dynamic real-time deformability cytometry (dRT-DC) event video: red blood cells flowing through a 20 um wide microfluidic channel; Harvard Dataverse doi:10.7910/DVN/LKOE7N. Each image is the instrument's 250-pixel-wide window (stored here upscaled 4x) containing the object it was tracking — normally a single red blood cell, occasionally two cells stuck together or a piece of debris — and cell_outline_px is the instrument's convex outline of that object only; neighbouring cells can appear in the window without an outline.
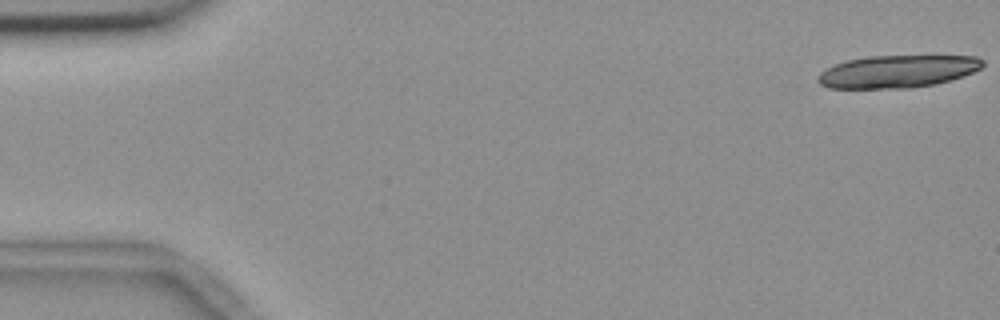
{"species": "common noctule bat (a hibernating species)", "species_latin": "Nyctalus noctula", "temperature_condition": "room temperature", "stored_images_in_passage": 21, "camera_frame_rate_fps": 3000, "um_per_image_px": 0.085, "animal": {"sex": "female", "body_mass_g": 18.4}, "frame": {"image": 1, "passage_image": 1, "time_ms": 0.0, "image_size_px": [1000, 320], "cell_outline_px": [[984, 64], [980, 68], [972, 72], [936, 84], [908, 88], [828, 88], [820, 84], [816, 80], [816, 76], [820, 72], [836, 64], [848, 60], [868, 56], [976, 56], [984, 60]], "centroid_in_image_um": [76.25, 6.07], "position_along_channel_um": 8.7, "area_um2": 31.04}}